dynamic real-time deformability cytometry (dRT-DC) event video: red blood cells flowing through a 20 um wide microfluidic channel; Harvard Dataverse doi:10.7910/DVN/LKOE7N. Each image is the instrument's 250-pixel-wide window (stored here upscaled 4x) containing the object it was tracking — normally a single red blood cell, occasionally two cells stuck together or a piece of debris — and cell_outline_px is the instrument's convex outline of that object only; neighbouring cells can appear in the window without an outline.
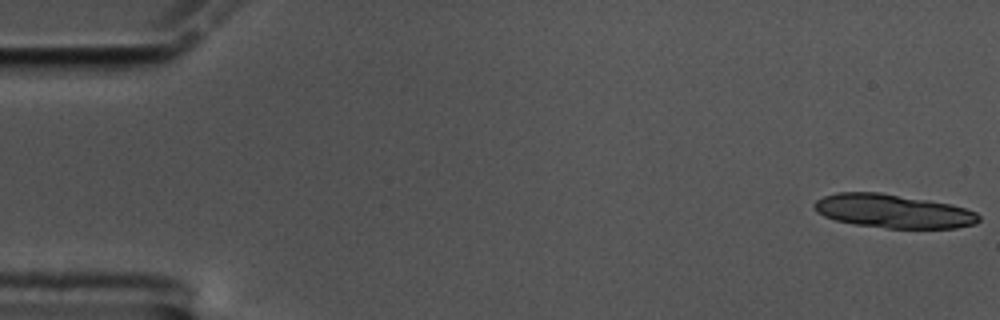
{"species": "common noctule bat (a hibernating species)", "species_latin": "Nyctalus noctula", "temperature_condition": "cold", "stored_images_in_passage": 15, "camera_frame_rate_fps": 3000, "um_per_image_px": 0.085, "animal": {"sex": "male", "body_mass_g": 17.5, "forearm_length_mm": 52.3}, "frame": {"image": 1, "passage_image": 1, "time_ms": 0.0, "image_size_px": [1000, 320], "cell_outline_px": [[980, 220], [976, 224], [956, 228], [888, 228], [856, 224], [836, 220], [824, 216], [816, 212], [812, 204], [816, 200], [824, 196], [836, 192], [880, 192], [952, 204], [976, 212], [980, 216]], "centroid_in_image_um": [75.92, 17.94], "position_along_channel_um": 9.1, "area_um2": 32.31}}